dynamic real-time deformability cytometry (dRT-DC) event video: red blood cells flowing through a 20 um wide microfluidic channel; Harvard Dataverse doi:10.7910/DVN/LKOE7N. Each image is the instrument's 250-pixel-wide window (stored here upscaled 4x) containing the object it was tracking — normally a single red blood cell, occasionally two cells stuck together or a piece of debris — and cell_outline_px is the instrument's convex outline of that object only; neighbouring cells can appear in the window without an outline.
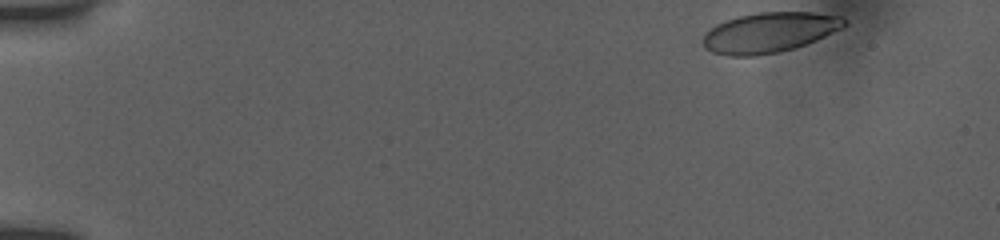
{"species": "human", "species_latin": "Homo sapiens", "temperature_condition": "room temperature", "stored_images_in_passage": 44, "camera_frame_rate_fps": 3000, "um_per_image_px": 0.085, "donor": {"sex": "female"}, "frame": {"image": 1, "passage_image": 1, "time_ms": 0.0, "image_size_px": [1000, 240], "cell_outline_px": [[848, 24], [844, 28], [816, 40], [792, 48], [776, 52], [756, 56], [728, 56], [712, 52], [704, 48], [704, 36], [716, 24], [740, 16], [760, 12], [812, 12], [840, 16], [848, 20]], "centroid_in_image_um": [65.45, 2.76], "position_along_channel_um": 19.6, "area_um2": 32.83}}
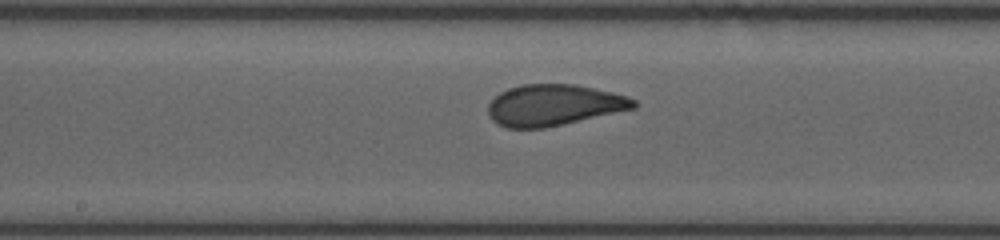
{"frame": {"image": 2, "passage_image": 25, "time_ms": 8.0, "image_size_px": [1000, 240], "cell_outline_px": [[636, 108], [564, 124], [544, 128], [508, 128], [496, 124], [488, 116], [488, 104], [500, 92], [508, 88], [520, 84], [576, 84], [612, 92], [628, 96], [636, 100]], "centroid_in_image_um": [47.06, 8.93], "position_along_channel_um": 201.1, "area_um2": 35.14}}
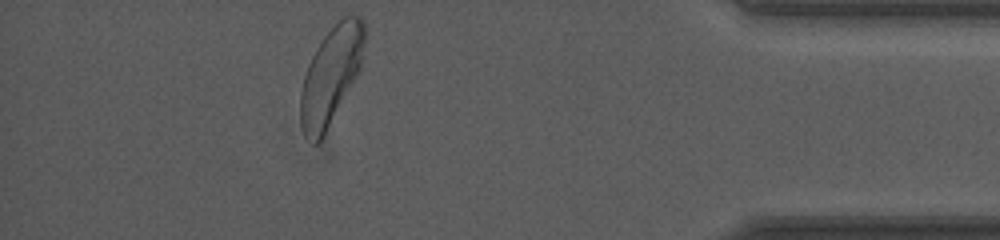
{"frame": {"image": 3, "passage_image": 44, "time_ms": 14.333, "image_size_px": [1000, 240], "cell_outline_px": [[364, 44], [360, 72], [324, 136], [316, 144], [312, 144], [304, 136], [300, 120], [300, 92], [304, 76], [308, 64], [316, 48], [324, 36], [344, 16], [364, 16]], "centroid_in_image_um": [28.13, 6.47], "position_along_channel_um": 407.1, "area_um2": 36.59}, "authors_computed_cell_mechanics": {"area_um2": 35.1135, "velocity_mm_per_s": 3.8517, "shape_relaxation_time_tau1_ms": 6.6105, "shape_relaxation_time_tau2_ms": null, "deformation_change_tau1": 0.1684, "deformation_change_tau2": null}}